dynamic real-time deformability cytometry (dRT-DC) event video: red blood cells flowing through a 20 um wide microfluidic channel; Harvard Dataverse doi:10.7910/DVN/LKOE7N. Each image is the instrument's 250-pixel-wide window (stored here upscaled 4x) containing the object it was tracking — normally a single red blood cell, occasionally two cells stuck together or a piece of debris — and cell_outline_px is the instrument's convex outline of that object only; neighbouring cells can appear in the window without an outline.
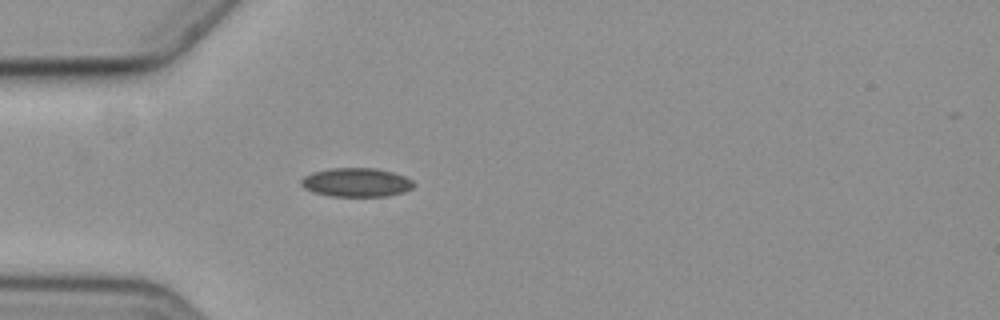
{"species": "common noctule bat (a hibernating species)", "species_latin": "Nyctalus noctula", "temperature_condition": "cold", "stored_images_in_passage": 4, "camera_frame_rate_fps": 3000, "um_per_image_px": 0.085, "animal": {"sex": "female", "body_mass_g": 19.3, "forearm_length_mm": 54.1}, "frame": {"image": 1, "passage_image": 4, "time_ms": 4.667, "image_size_px": [1000, 320], "cell_outline_px": [[416, 184], [412, 188], [404, 192], [388, 196], [332, 196], [312, 192], [304, 188], [300, 184], [300, 180], [304, 176], [312, 172], [332, 168], [376, 168], [392, 172], [404, 176], [412, 180]], "centroid_in_image_um": [30.28, 15.5], "position_along_channel_um": 54.7, "area_um2": 19.02}}